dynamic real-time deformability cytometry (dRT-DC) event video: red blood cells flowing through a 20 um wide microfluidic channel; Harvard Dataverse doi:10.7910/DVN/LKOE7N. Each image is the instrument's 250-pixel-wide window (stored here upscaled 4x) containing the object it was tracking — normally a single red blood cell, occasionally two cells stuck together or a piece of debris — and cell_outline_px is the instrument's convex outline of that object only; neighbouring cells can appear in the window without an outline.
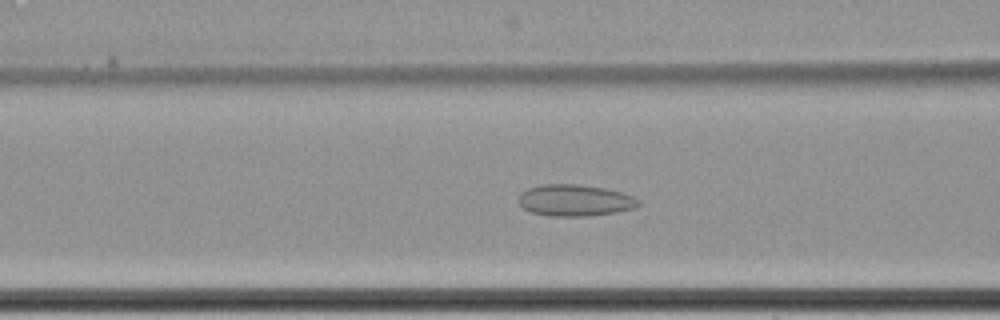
{"species": "common noctule bat (a hibernating species)", "species_latin": "Nyctalus noctula", "temperature_condition": "cold", "stored_images_in_passage": 67, "camera_frame_rate_fps": 3000, "um_per_image_px": 0.085, "animal": {"sex": "female", "body_mass_g": 22.7, "forearm_length_mm": 54.2}, "frame": {"image": 1, "passage_image": 32, "time_ms": 10.333, "image_size_px": [1000, 320], "cell_outline_px": [[640, 204], [636, 208], [616, 212], [588, 216], [552, 216], [532, 212], [524, 208], [516, 200], [520, 192], [528, 188], [540, 184], [576, 184], [604, 188], [620, 192], [632, 196], [640, 200]], "centroid_in_image_um": [48.84, 17.02], "position_along_channel_um": 117.8, "area_um2": 22.14}}
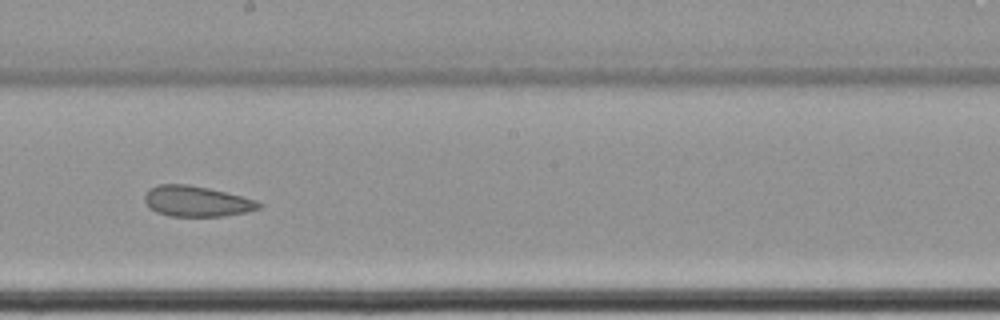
{"frame": {"image": 2, "passage_image": 42, "time_ms": 13.667, "image_size_px": [1000, 320], "cell_outline_px": [[264, 204], [260, 208], [244, 212], [224, 216], [168, 216], [156, 212], [148, 208], [144, 200], [144, 196], [152, 188], [160, 184], [188, 184], [208, 188], [256, 200]], "centroid_in_image_um": [16.69, 17.12], "position_along_channel_um": 231.5, "area_um2": 20.23}}
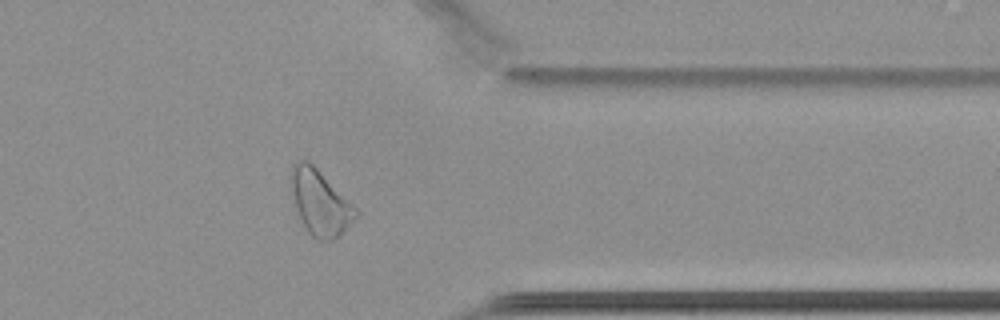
{"frame": {"image": 3, "passage_image": 56, "time_ms": 18.333, "image_size_px": [1000, 320], "cell_outline_px": [[360, 212], [332, 240], [316, 240], [308, 232], [296, 212], [288, 180], [288, 172], [292, 164], [300, 160], [308, 160]], "centroid_in_image_um": [27.1, 17.17], "position_along_channel_um": 384.3, "area_um2": 24.33}}